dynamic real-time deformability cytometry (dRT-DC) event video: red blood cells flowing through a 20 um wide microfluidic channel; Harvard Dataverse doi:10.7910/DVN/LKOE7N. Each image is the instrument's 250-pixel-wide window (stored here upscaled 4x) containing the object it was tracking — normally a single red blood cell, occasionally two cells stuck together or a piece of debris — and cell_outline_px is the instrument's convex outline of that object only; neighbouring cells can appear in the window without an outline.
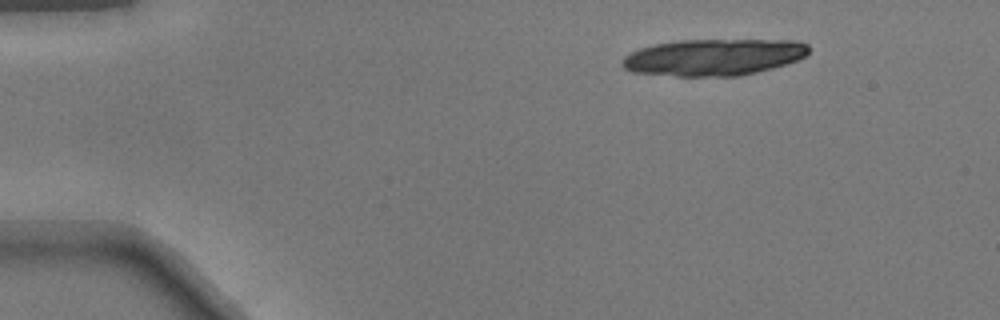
{"species": "common noctule bat (a hibernating species)", "species_latin": "Nyctalus noctula", "temperature_condition": "warm", "stored_images_in_passage": 9, "camera_frame_rate_fps": 3000, "um_per_image_px": 0.085, "animal": {"sex": "male", "body_mass_g": 17.9}, "frame": {"image": 1, "passage_image": 1, "time_ms": 0.0, "image_size_px": [1000, 320], "cell_outline_px": [[808, 52], [804, 56], [796, 60], [772, 68], [740, 76], [676, 76], [632, 72], [624, 68], [620, 64], [620, 60], [624, 56], [640, 48], [652, 44], [680, 40], [796, 40], [808, 44]], "centroid_in_image_um": [60.61, 4.86], "position_along_channel_um": 24.4, "area_um2": 39.94}}